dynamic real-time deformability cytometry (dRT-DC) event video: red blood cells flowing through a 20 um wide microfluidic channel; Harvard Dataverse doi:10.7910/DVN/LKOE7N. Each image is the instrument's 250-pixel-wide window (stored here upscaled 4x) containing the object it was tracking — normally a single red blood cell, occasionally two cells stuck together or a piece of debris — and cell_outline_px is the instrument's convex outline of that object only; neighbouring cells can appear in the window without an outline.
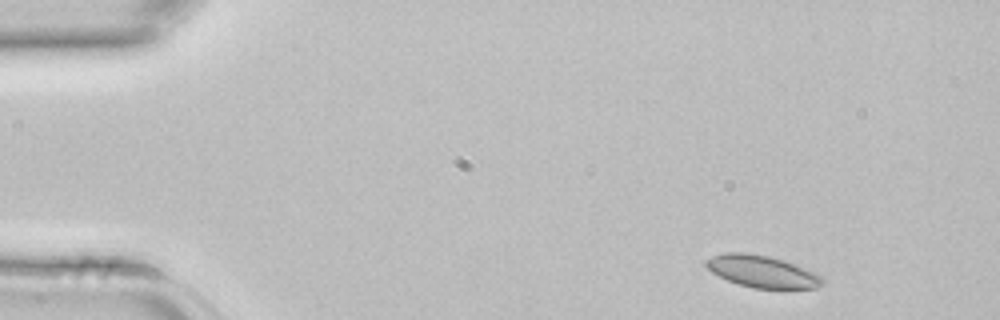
{"species": "common noctule bat (a hibernating species)", "species_latin": "Nyctalus noctula", "temperature_condition": "room temperature", "stored_images_in_passage": 2, "camera_frame_rate_fps": 3000, "um_per_image_px": 0.085, "animal": {"sex": "female", "body_mass_g": 22.7, "forearm_length_mm": 54.2}, "frame": {"image": 1, "passage_image": 1, "time_ms": 0.0, "image_size_px": [1000, 320], "cell_outline_px": [[824, 284], [816, 288], [752, 288], [728, 280], [712, 272], [704, 264], [704, 260], [712, 256], [724, 252], [744, 252], [768, 256], [784, 260], [816, 272], [824, 280]], "centroid_in_image_um": [64.78, 23.06], "position_along_channel_um": 20.2, "area_um2": 21.68}}